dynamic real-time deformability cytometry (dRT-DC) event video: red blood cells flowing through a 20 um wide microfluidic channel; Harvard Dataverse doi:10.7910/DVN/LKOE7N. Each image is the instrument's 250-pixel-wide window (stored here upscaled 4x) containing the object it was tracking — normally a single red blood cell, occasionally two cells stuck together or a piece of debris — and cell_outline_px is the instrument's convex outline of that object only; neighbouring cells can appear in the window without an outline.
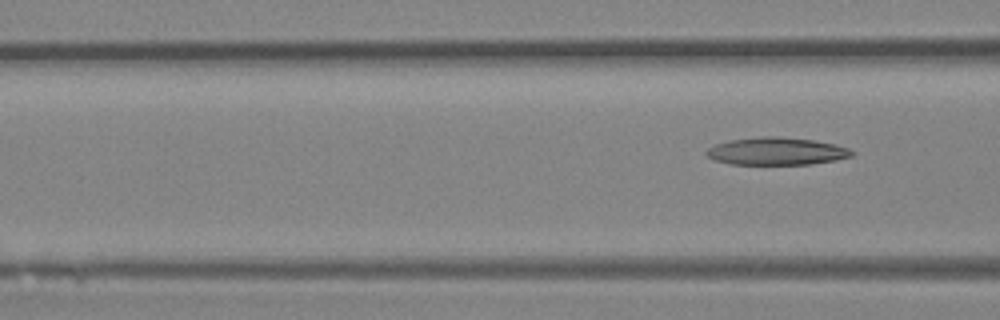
{"species": "Egyptian fruit bat (a non-hibernating species)", "species_latin": "Rousettus aegyptiacus", "temperature_condition": "room temperature", "stored_images_in_passage": 5, "camera_frame_rate_fps": 3000, "um_per_image_px": 0.085, "animal": {"sex": "female"}, "frame": {"image": 1, "passage_image": 5, "time_ms": 4.667, "image_size_px": [1000, 320], "cell_outline_px": [[856, 152], [852, 156], [836, 160], [812, 164], [732, 164], [716, 160], [708, 156], [704, 152], [708, 148], [716, 144], [728, 140], [760, 136], [776, 136], [812, 140], [832, 144], [848, 148]], "centroid_in_image_um": [66.0, 12.85], "position_along_channel_um": 100.6, "area_um2": 23.24}}